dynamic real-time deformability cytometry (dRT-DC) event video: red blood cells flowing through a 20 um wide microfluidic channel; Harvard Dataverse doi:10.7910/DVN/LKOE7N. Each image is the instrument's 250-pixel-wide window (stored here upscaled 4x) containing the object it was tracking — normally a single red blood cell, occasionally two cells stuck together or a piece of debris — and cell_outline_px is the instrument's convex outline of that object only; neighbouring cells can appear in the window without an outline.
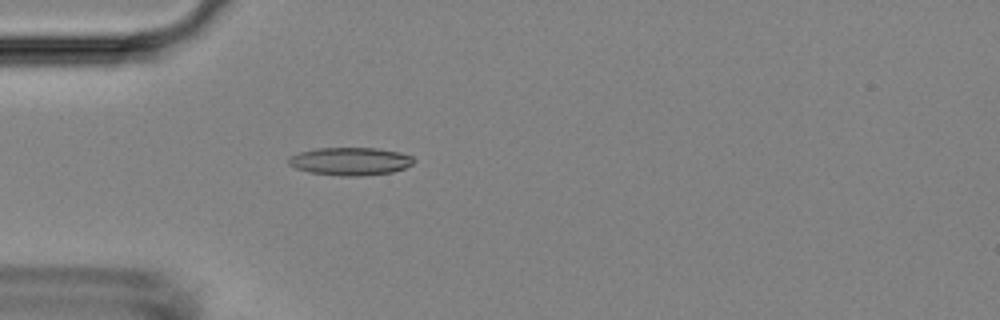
{"species": "Egyptian fruit bat (a non-hibernating species)", "species_latin": "Rousettus aegyptiacus", "temperature_condition": "room temperature", "stored_images_in_passage": 53, "camera_frame_rate_fps": 3000, "um_per_image_px": 0.085, "animal": {"sex": "female"}, "frame": {"image": 1, "passage_image": 16, "time_ms": 5.0, "image_size_px": [1000, 320], "cell_outline_px": [[416, 160], [412, 164], [404, 168], [392, 172], [364, 176], [340, 176], [308, 172], [296, 168], [288, 164], [288, 156], [300, 152], [316, 148], [376, 148], [400, 152], [412, 156]], "centroid_in_image_um": [29.77, 13.71], "position_along_channel_um": 55.2, "area_um2": 20.52}}
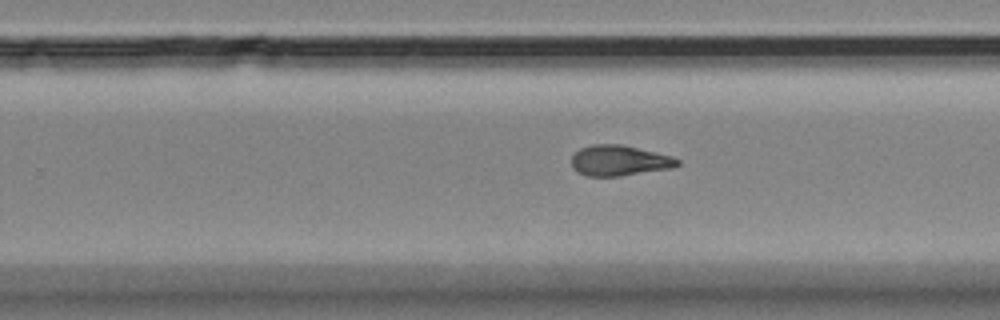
{"frame": {"image": 2, "passage_image": 34, "time_ms": 11.0, "image_size_px": [1000, 320], "cell_outline_px": [[680, 164], [672, 168], [620, 176], [588, 176], [576, 172], [572, 168], [572, 156], [580, 148], [592, 144], [620, 144], [672, 156], [680, 160]], "centroid_in_image_um": [52.63, 13.65], "position_along_channel_um": 277.2, "area_um2": 18.84}}
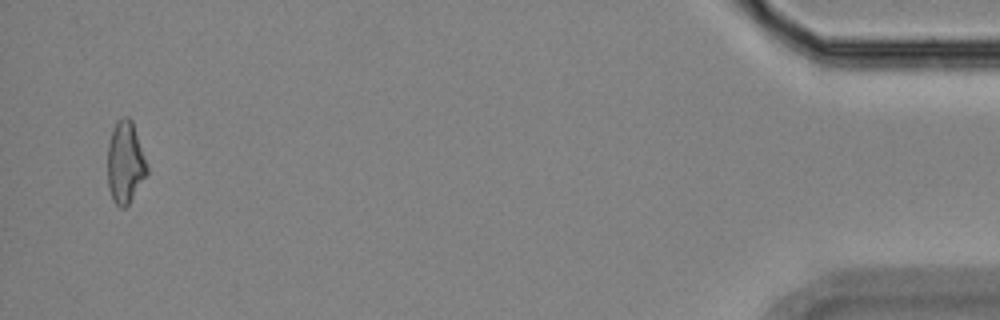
{"frame": {"image": 3, "passage_image": 52, "time_ms": 17.0, "image_size_px": [1000, 320], "cell_outline_px": [[148, 172], [128, 204], [124, 208], [120, 208], [112, 200], [108, 188], [108, 144], [112, 128], [116, 120], [124, 116], [128, 116], [132, 120], [148, 164]], "centroid_in_image_um": [10.64, 13.78], "position_along_channel_um": 424.6, "area_um2": 19.02}, "authors_computed_cell_mechanics": {"area_um2": 19.0162, "velocity_mm_per_s": 3.7911, "shape_relaxation_time_tau1_ms": 6.0233, "shape_relaxation_time_tau2_ms": 2.796, "deformation_change_tau1": 0.1915, "deformation_change_tau2": 0.0969}}